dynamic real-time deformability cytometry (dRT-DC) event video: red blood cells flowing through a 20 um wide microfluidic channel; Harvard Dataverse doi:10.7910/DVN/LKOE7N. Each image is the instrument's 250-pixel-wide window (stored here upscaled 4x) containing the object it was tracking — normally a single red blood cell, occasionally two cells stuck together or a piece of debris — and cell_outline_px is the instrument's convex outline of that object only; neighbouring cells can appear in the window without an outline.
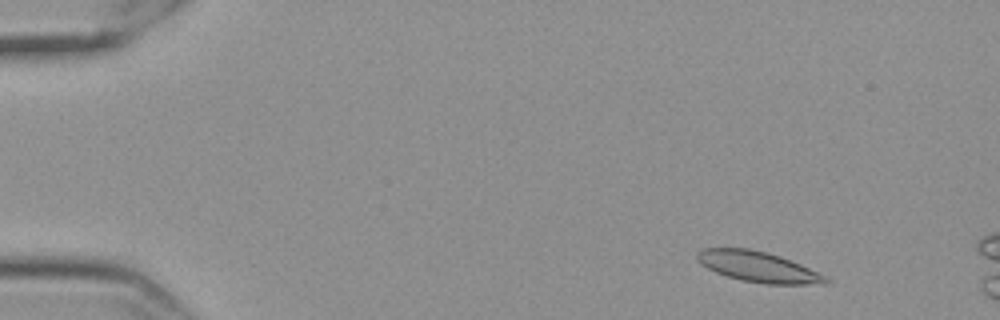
{"species": "Egyptian fruit bat (a non-hibernating species)", "species_latin": "Rousettus aegyptiacus", "temperature_condition": "cold", "stored_images_in_passage": 45, "camera_frame_rate_fps": 3000, "um_per_image_px": 0.085, "frame": {"image": 1, "passage_image": 5, "time_ms": 1.333, "image_size_px": [1000, 320], "cell_outline_px": [[832, 280], [828, 284], [764, 284], [740, 280], [716, 272], [700, 264], [696, 260], [696, 252], [704, 248], [748, 248], [768, 252], [780, 256], [800, 264], [828, 276]], "centroid_in_image_um": [64.47, 22.68], "position_along_channel_um": 20.5, "area_um2": 23.12}}
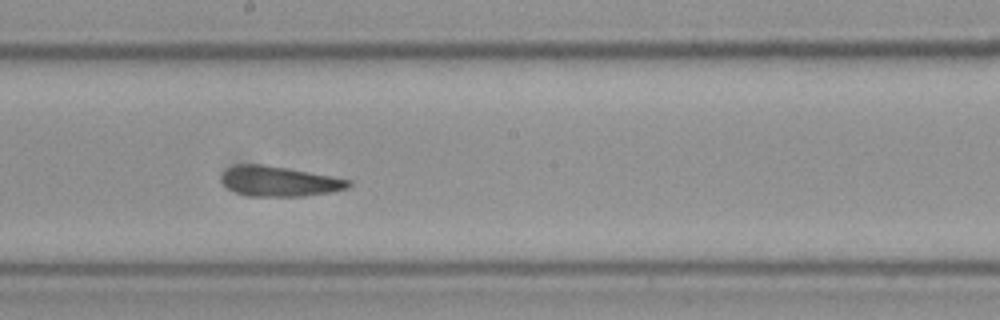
{"frame": {"image": 2, "passage_image": 31, "time_ms": 10.0, "image_size_px": [1000, 320], "cell_outline_px": [[352, 184], [348, 188], [332, 192], [304, 196], [248, 196], [236, 192], [228, 188], [224, 184], [224, 172], [228, 168], [240, 164], [260, 164], [288, 168], [332, 176], [352, 180]], "centroid_in_image_um": [23.81, 15.42], "position_along_channel_um": 224.4, "area_um2": 22.08}}
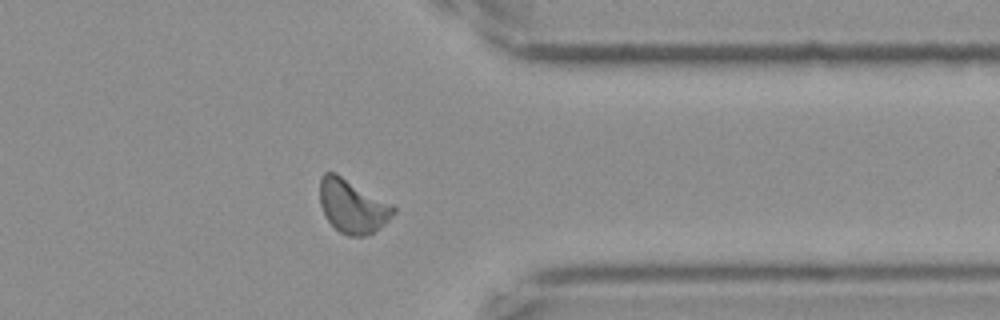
{"frame": {"image": 3, "passage_image": 45, "time_ms": 14.667, "image_size_px": [1000, 320], "cell_outline_px": [[396, 212], [384, 224], [372, 232], [364, 236], [348, 236], [340, 232], [328, 220], [320, 204], [320, 176], [324, 172], [336, 172], [392, 204], [396, 208]], "centroid_in_image_um": [29.95, 17.5], "position_along_channel_um": 381.4, "area_um2": 22.89}, "authors_computed_cell_mechanics": {"area_um2": 22.5998, "velocity_mm_per_s": 3.505, "shape_relaxation_time_tau1_ms": 7.8856, "shape_relaxation_time_tau2_ms": 2.6396, "deformation_change_tau1": 0.134, "deformation_change_tau2": 0.0833}}